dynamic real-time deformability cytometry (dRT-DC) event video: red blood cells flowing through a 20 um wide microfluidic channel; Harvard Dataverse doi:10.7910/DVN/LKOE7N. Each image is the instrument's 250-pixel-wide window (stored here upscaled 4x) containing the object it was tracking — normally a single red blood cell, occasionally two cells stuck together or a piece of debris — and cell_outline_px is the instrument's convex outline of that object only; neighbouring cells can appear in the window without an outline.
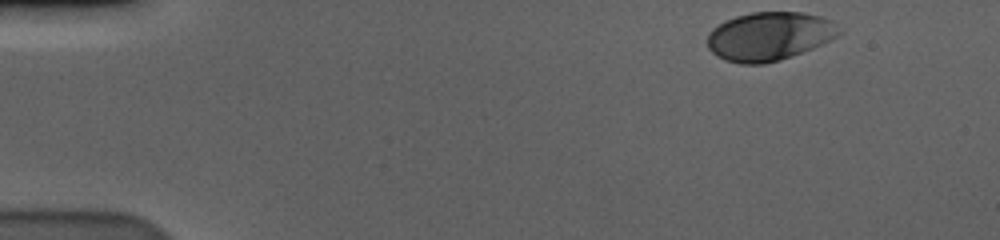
{"species": "human", "species_latin": "Homo sapiens", "temperature_condition": "cold", "stored_images_in_passage": 44, "camera_frame_rate_fps": 3000, "um_per_image_px": 0.085, "donor": {"sex": "male"}, "frame": {"image": 1, "passage_image": 1, "time_ms": 0.0, "image_size_px": [1000, 240], "cell_outline_px": [[840, 32], [836, 36], [812, 48], [792, 56], [780, 60], [764, 64], [740, 64], [724, 60], [716, 56], [708, 48], [708, 32], [712, 28], [736, 16], [752, 12], [800, 12], [820, 16], [832, 20]], "centroid_in_image_um": [65.35, 3.09], "position_along_channel_um": 19.7, "area_um2": 37.05}}
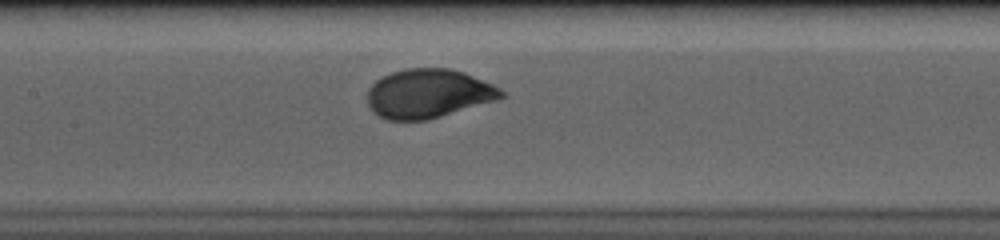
{"frame": {"image": 2, "passage_image": 23, "time_ms": 7.333, "image_size_px": [1000, 240], "cell_outline_px": [[504, 96], [496, 100], [428, 120], [388, 120], [380, 116], [368, 104], [368, 88], [376, 80], [392, 72], [404, 68], [452, 68], [464, 72], [492, 84], [500, 88], [504, 92]], "centroid_in_image_um": [36.42, 7.94], "position_along_channel_um": 171.0, "area_um2": 38.03}}
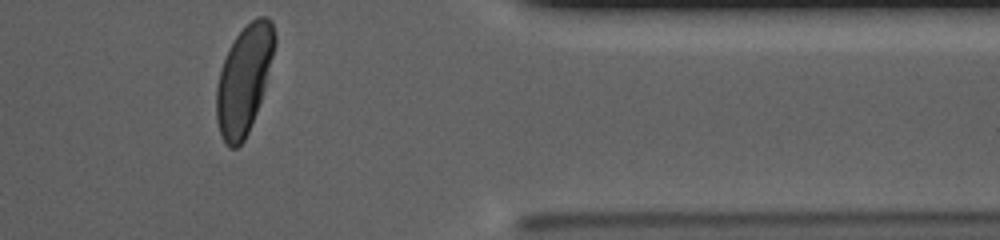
{"frame": {"image": 3, "passage_image": 43, "time_ms": 14.0, "image_size_px": [1000, 240], "cell_outline_px": [[276, 44], [264, 88], [256, 112], [248, 132], [244, 140], [236, 148], [228, 148], [220, 136], [216, 120], [216, 88], [220, 72], [228, 48], [236, 36], [256, 16], [268, 16], [272, 20], [276, 36]], "centroid_in_image_um": [20.74, 6.76], "position_along_channel_um": 390.7, "area_um2": 36.59}, "authors_computed_cell_mechanics": {"area_um2": 38.0613, "velocity_mm_per_s": 3.5632, "shape_relaxation_time_tau1_ms": 2.4001, "shape_relaxation_time_tau2_ms": null, "deformation_change_tau1": 0.1529, "deformation_change_tau2": null}}